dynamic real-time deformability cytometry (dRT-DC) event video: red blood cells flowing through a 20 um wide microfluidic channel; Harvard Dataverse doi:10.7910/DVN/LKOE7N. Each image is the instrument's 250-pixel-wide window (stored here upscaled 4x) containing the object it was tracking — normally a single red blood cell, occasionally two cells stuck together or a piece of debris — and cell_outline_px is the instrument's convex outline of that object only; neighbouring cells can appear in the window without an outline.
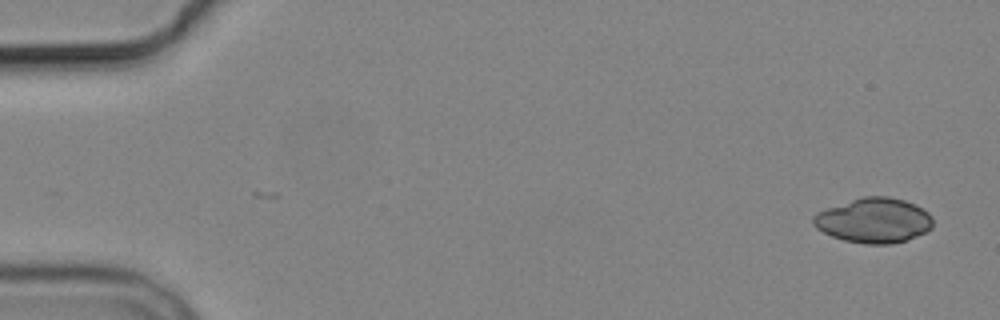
{"species": "common noctule bat (a hibernating species)", "species_latin": "Nyctalus noctula", "temperature_condition": "cold", "stored_images_in_passage": 4, "camera_frame_rate_fps": 3000, "um_per_image_px": 0.085, "animal": {"sex": "male", "body_mass_g": 19.2, "forearm_length_mm": 51.8}, "frame": {"image": 1, "passage_image": 1, "time_ms": 0.0, "image_size_px": [1000, 320], "cell_outline_px": [[932, 228], [908, 240], [892, 244], [864, 244], [844, 240], [832, 236], [816, 228], [812, 224], [812, 216], [816, 212], [864, 196], [888, 196], [904, 200], [916, 204], [928, 212], [932, 216]], "centroid_in_image_um": [74.28, 18.74], "position_along_channel_um": 10.7, "area_um2": 31.33}}